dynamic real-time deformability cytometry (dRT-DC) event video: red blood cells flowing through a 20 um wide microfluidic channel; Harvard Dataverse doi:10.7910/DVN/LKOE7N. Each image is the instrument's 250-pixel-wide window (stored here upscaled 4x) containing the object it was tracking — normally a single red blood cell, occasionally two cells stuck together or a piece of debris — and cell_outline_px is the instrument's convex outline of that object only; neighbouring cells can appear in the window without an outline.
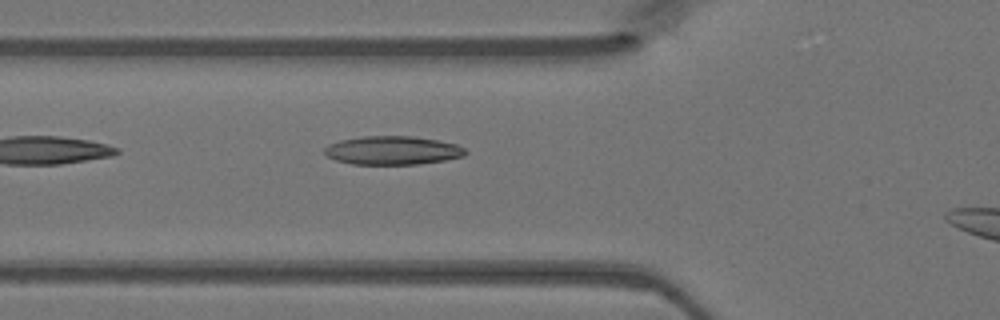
{"species": "Egyptian fruit bat (a non-hibernating species)", "species_latin": "Rousettus aegyptiacus", "temperature_condition": "warm", "stored_images_in_passage": 20, "camera_frame_rate_fps": 3000, "um_per_image_px": 0.085, "animal": {"sex": "female"}, "frame": {"image": 1, "passage_image": 3, "time_ms": 0.667, "image_size_px": [1000, 320], "cell_outline_px": [[468, 152], [464, 156], [444, 160], [416, 164], [352, 164], [336, 160], [324, 156], [324, 148], [328, 144], [340, 140], [364, 136], [412, 136], [436, 140], [456, 144], [464, 148]], "centroid_in_image_um": [33.33, 12.78], "position_along_channel_um": 92.5, "area_um2": 23.47}}
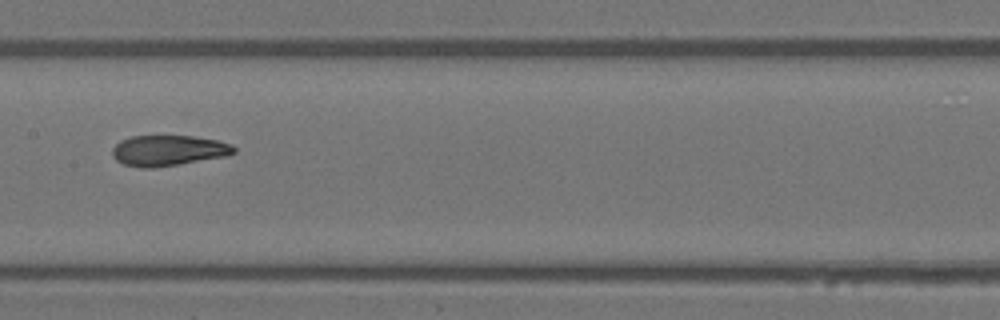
{"frame": {"image": 2, "passage_image": 10, "time_ms": 3.0, "image_size_px": [1000, 320], "cell_outline_px": [[236, 152], [224, 156], [180, 164], [152, 168], [140, 168], [124, 164], [116, 160], [112, 156], [112, 148], [120, 140], [132, 136], [192, 136], [216, 140], [232, 144], [236, 148]], "centroid_in_image_um": [14.28, 12.79], "position_along_channel_um": 193.1, "area_um2": 21.68}}
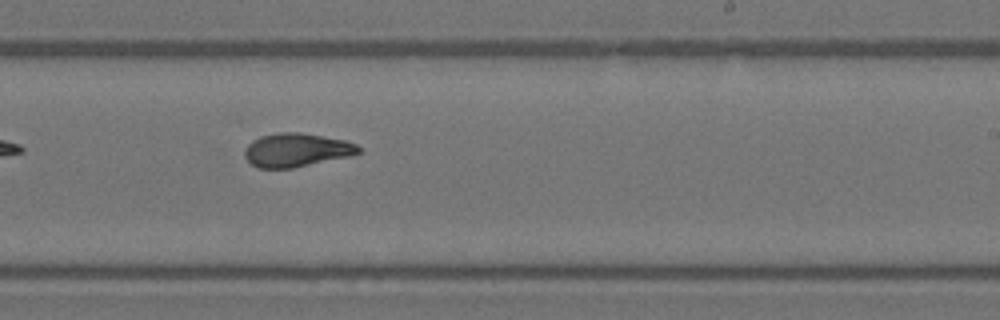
{"frame": {"image": 3, "passage_image": 15, "time_ms": 4.667, "image_size_px": [1000, 320], "cell_outline_px": [[360, 152], [348, 156], [292, 168], [256, 168], [244, 156], [244, 152], [248, 144], [252, 140], [260, 136], [280, 132], [300, 132], [344, 140], [356, 144], [360, 148]], "centroid_in_image_um": [25.15, 12.75], "position_along_channel_um": 263.8, "area_um2": 22.08}}